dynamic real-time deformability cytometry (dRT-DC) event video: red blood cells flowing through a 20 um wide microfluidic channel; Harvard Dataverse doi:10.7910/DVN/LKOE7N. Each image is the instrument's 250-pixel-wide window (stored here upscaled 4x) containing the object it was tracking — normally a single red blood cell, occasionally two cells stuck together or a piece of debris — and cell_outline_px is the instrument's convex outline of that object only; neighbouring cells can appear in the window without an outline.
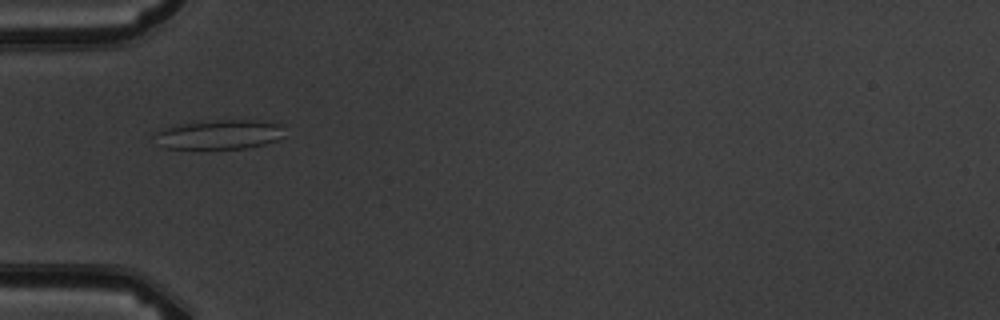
{"species": "common noctule bat (a hibernating species)", "species_latin": "Nyctalus noctula", "temperature_condition": "warm", "stored_images_in_passage": 5, "camera_frame_rate_fps": 3000, "um_per_image_px": 0.085, "animal": {"sex": "male", "body_mass_g": 19.5, "forearm_length_mm": 54.6}, "frame": {"image": 1, "passage_image": 4, "time_ms": 4.333, "image_size_px": [1000, 320], "cell_outline_px": [[284, 136], [276, 140], [264, 144], [244, 148], [200, 152], [164, 148], [152, 136], [152, 132], [172, 124], [200, 120], [260, 120], [280, 124]], "centroid_in_image_um": [18.48, 11.46], "position_along_channel_um": 66.5, "area_um2": 23.81}}
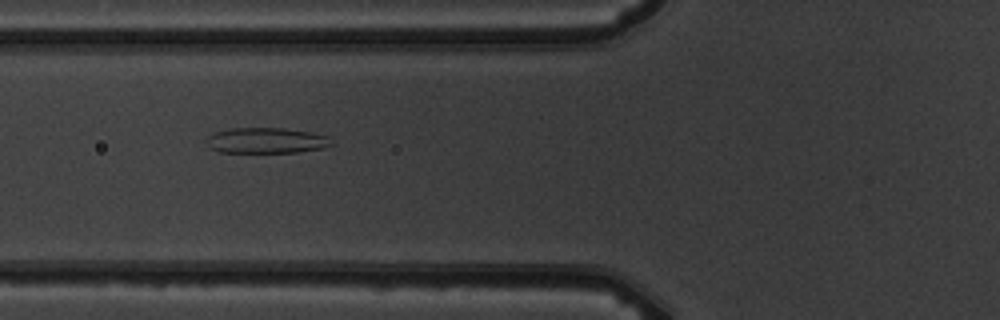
{"frame": {"image": 2, "passage_image": 5, "time_ms": 5.333, "image_size_px": [1000, 320], "cell_outline_px": [[332, 144], [324, 148], [296, 152], [220, 152], [208, 148], [204, 140], [208, 136], [216, 132], [232, 128], [284, 128], [312, 132], [328, 136]], "centroid_in_image_um": [22.6, 11.94], "position_along_channel_um": 103.2, "area_um2": 18.73}}